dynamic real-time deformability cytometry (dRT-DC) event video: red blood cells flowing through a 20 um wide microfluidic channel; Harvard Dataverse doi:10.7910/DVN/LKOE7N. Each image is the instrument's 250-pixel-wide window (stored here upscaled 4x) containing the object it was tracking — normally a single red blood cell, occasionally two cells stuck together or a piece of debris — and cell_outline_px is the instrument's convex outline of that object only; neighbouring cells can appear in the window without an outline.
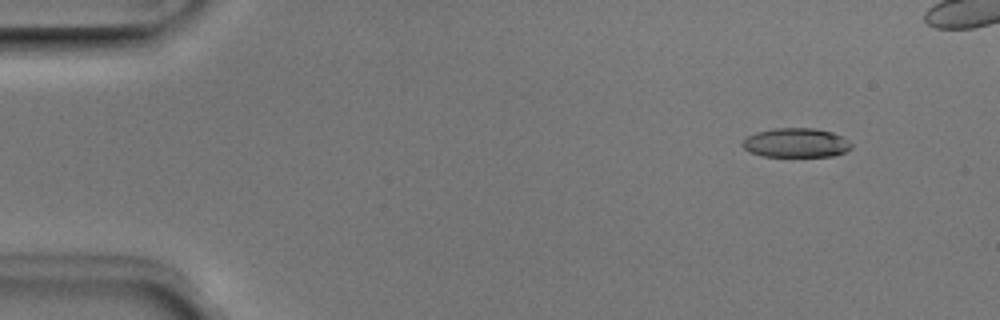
{"species": "Egyptian fruit bat (a non-hibernating species)", "species_latin": "Rousettus aegyptiacus", "temperature_condition": "room temperature", "stored_images_in_passage": 46, "camera_frame_rate_fps": 3000, "um_per_image_px": 0.085, "animal": {"sex": "male"}, "frame": {"image": 1, "passage_image": 5, "time_ms": 1.333, "image_size_px": [1000, 320], "cell_outline_px": [[852, 148], [844, 152], [832, 156], [764, 156], [748, 152], [740, 144], [748, 136], [756, 132], [776, 128], [816, 128], [832, 132], [848, 140], [852, 144]], "centroid_in_image_um": [67.66, 12.13], "position_along_channel_um": 17.3, "area_um2": 18.55}}
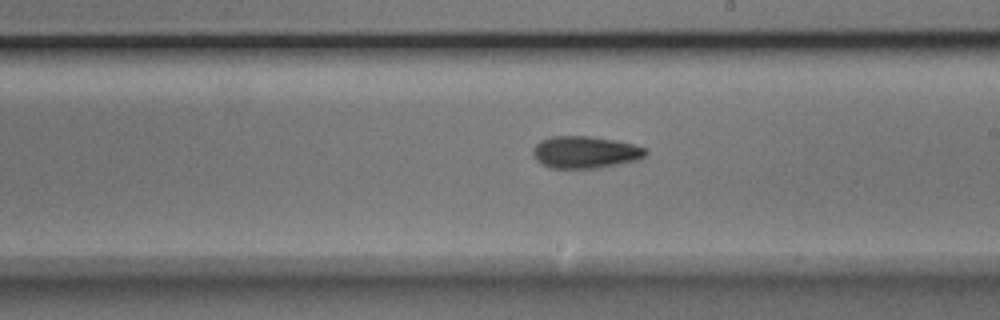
{"frame": {"image": 2, "passage_image": 29, "time_ms": 9.333, "image_size_px": [1000, 320], "cell_outline_px": [[648, 152], [640, 160], [600, 168], [552, 168], [540, 164], [532, 156], [532, 148], [540, 140], [552, 136], [588, 136], [612, 140], [632, 144], [648, 148]], "centroid_in_image_um": [49.73, 12.95], "position_along_channel_um": 239.3, "area_um2": 21.33}}
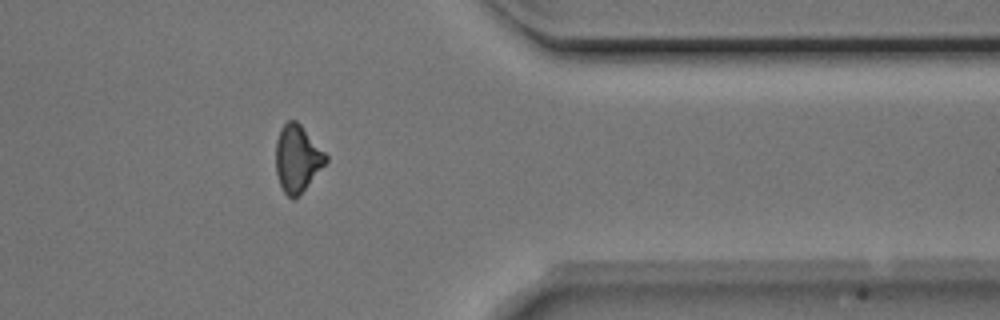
{"frame": {"image": 3, "passage_image": 41, "time_ms": 13.333, "image_size_px": [1000, 320], "cell_outline_px": [[328, 160], [308, 184], [292, 200], [284, 192], [280, 184], [276, 172], [276, 140], [280, 128], [288, 120], [296, 120], [300, 124], [328, 156]], "centroid_in_image_um": [25.25, 13.44], "position_along_channel_um": 386.1, "area_um2": 19.13}, "authors_computed_cell_mechanics": {"area_um2": 19.9988, "velocity_mm_per_s": 4.0198, "shape_relaxation_time_tau1_ms": 9.2916, "shape_relaxation_time_tau2_ms": null, "deformation_change_tau1": 0.2104, "deformation_change_tau2": null}}